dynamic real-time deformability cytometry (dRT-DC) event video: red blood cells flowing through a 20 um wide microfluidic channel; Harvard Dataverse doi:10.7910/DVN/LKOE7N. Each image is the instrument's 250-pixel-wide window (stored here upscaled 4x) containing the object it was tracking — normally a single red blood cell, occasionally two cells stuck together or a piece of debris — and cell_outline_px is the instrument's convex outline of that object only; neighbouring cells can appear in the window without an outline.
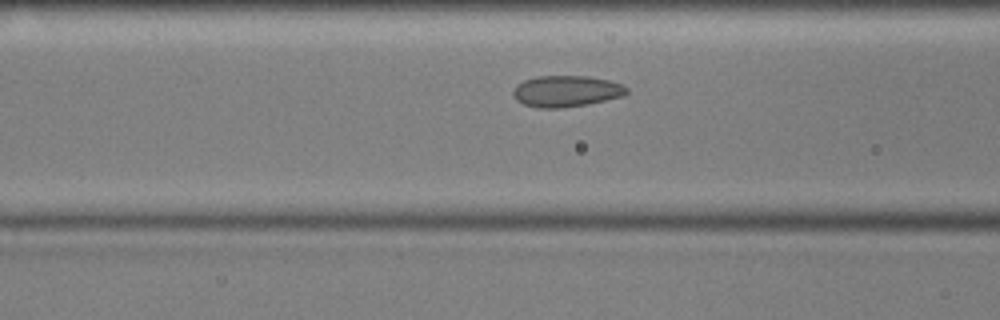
{"species": "common noctule bat (a hibernating species)", "species_latin": "Nyctalus noctula", "temperature_condition": "cold", "stored_images_in_passage": 14, "camera_frame_rate_fps": 3000, "um_per_image_px": 0.085, "animal": {"sex": "male", "body_mass_g": 17.9, "forearm_length_mm": 54.2}, "frame": {"image": 1, "passage_image": 12, "time_ms": 3.667, "image_size_px": [1000, 320], "cell_outline_px": [[628, 92], [624, 96], [584, 104], [560, 108], [536, 108], [524, 104], [516, 100], [512, 96], [512, 92], [516, 84], [524, 80], [536, 76], [588, 76], [608, 80], [620, 84], [628, 88]], "centroid_in_image_um": [48.08, 7.75], "position_along_channel_um": 118.5, "area_um2": 20.69}}